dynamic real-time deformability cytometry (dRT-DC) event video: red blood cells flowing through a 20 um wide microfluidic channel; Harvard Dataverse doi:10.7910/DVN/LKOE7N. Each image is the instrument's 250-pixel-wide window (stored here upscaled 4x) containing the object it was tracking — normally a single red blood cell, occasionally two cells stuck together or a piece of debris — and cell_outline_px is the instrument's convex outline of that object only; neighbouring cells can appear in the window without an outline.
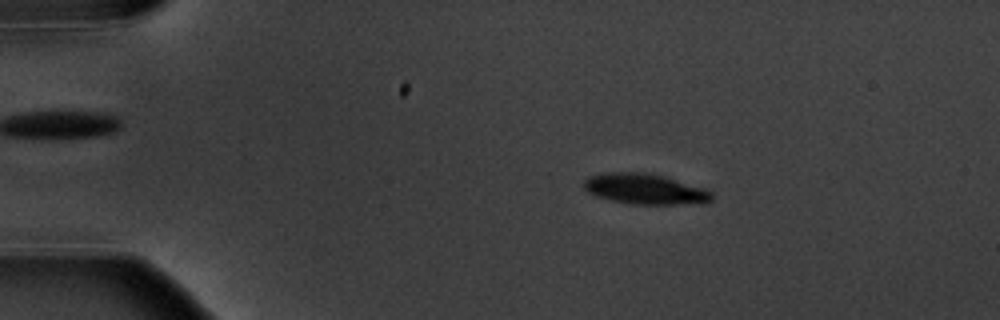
{"species": "common noctule bat (a hibernating species)", "species_latin": "Nyctalus noctula", "temperature_condition": "warm", "stored_images_in_passage": 4, "camera_frame_rate_fps": 3000, "um_per_image_px": 0.085, "animal": {"sex": "male", "body_mass_g": 20.1, "forearm_length_mm": 53.5}, "frame": {"image": 1, "passage_image": 2, "time_ms": 1.0, "image_size_px": [1000, 320], "cell_outline_px": [[712, 200], [704, 204], [632, 204], [612, 200], [596, 196], [588, 192], [584, 188], [584, 180], [588, 176], [604, 172], [644, 172], [664, 176], [704, 188], [712, 192]], "centroid_in_image_um": [54.83, 16.06], "position_along_channel_um": 30.2, "area_um2": 22.89}}